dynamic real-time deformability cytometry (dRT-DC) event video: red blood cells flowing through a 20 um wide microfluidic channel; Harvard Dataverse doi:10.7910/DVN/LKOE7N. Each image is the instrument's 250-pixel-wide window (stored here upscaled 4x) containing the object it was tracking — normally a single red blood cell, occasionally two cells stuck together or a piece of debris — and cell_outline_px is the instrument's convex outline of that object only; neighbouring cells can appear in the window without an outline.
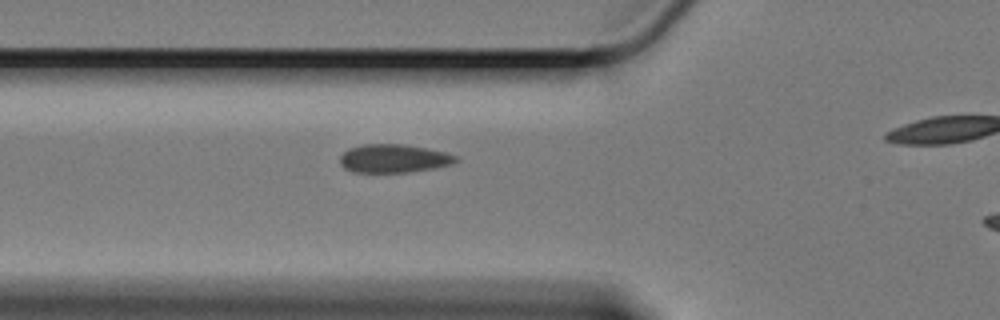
{"species": "Egyptian fruit bat (a non-hibernating species)", "species_latin": "Rousettus aegyptiacus", "temperature_condition": "cold", "stored_images_in_passage": 37, "camera_frame_rate_fps": 3000, "um_per_image_px": 0.085, "animal": {"sex": "female"}, "frame": {"image": 1, "passage_image": 12, "time_ms": 3.667, "image_size_px": [1000, 320], "cell_outline_px": [[460, 160], [452, 164], [432, 168], [408, 172], [352, 172], [344, 168], [340, 164], [340, 156], [348, 148], [364, 144], [404, 144], [444, 152], [460, 156]], "centroid_in_image_um": [33.46, 13.47], "position_along_channel_um": 92.3, "area_um2": 19.19}}
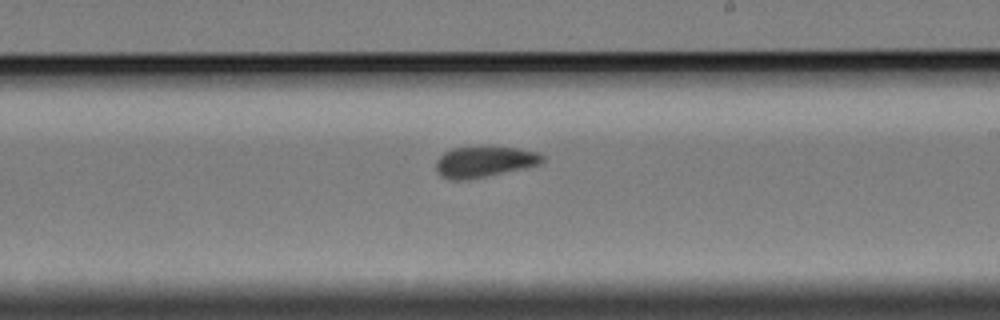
{"frame": {"image": 2, "passage_image": 26, "time_ms": 8.333, "image_size_px": [1000, 320], "cell_outline_px": [[544, 160], [540, 164], [524, 168], [464, 180], [452, 180], [440, 176], [436, 172], [436, 160], [444, 152], [452, 148], [516, 148], [540, 152], [544, 156]], "centroid_in_image_um": [41.15, 13.76], "position_along_channel_um": 247.8, "area_um2": 18.79}}
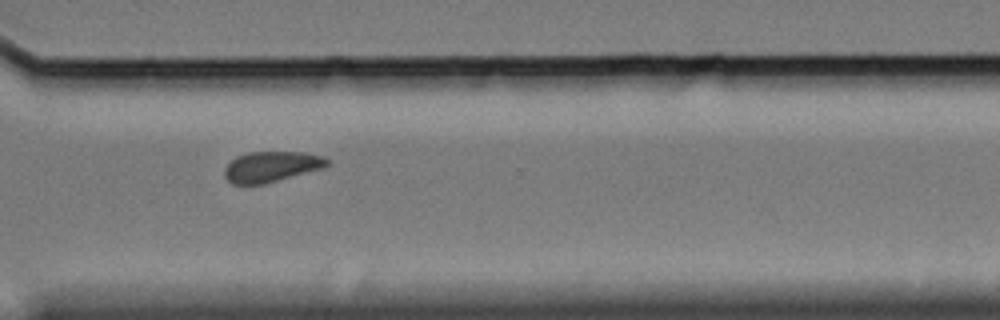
{"frame": {"image": 3, "passage_image": 35, "time_ms": 11.333, "image_size_px": [1000, 320], "cell_outline_px": [[332, 164], [324, 168], [264, 184], [232, 184], [224, 176], [224, 168], [236, 156], [248, 152], [304, 152], [324, 156]], "centroid_in_image_um": [23.1, 14.16], "position_along_channel_um": 347.5, "area_um2": 18.44}, "authors_computed_cell_mechanics": {"area_um2": 19.4208, "velocity_mm_per_s": 3.3235, "shape_relaxation_time_tau1_ms": 8.3641, "shape_relaxation_time_tau2_ms": null, "deformation_change_tau1": 0.0941, "deformation_change_tau2": null}}